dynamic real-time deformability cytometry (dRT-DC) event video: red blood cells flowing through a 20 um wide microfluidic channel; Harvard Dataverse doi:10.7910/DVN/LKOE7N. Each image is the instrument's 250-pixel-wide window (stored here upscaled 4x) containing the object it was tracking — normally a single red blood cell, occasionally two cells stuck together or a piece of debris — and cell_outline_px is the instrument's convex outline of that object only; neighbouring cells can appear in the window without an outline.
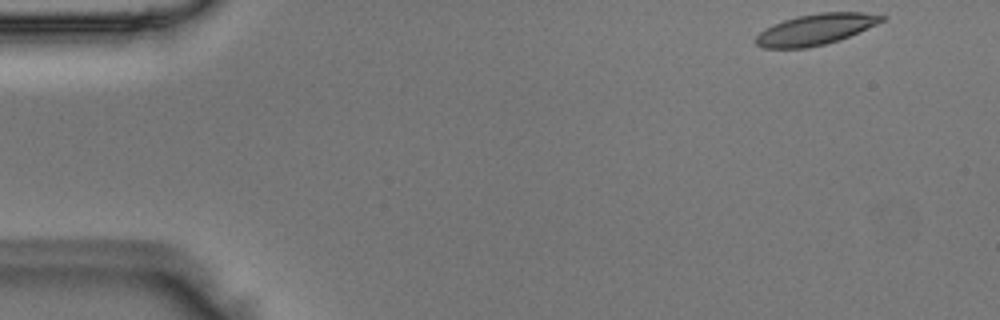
{"species": "Egyptian fruit bat (a non-hibernating species)", "species_latin": "Rousettus aegyptiacus", "temperature_condition": "room temperature", "stored_images_in_passage": 49, "camera_frame_rate_fps": 3000, "um_per_image_px": 0.085, "animal": {"sex": "male"}, "frame": {"image": 1, "passage_image": 1, "time_ms": 0.0, "image_size_px": [1000, 320], "cell_outline_px": [[888, 16], [884, 20], [876, 24], [840, 40], [808, 48], [764, 48], [756, 44], [752, 40], [760, 32], [772, 24], [796, 16], [820, 12], [864, 12]], "centroid_in_image_um": [69.3, 2.49], "position_along_channel_um": 15.7, "area_um2": 22.77}}
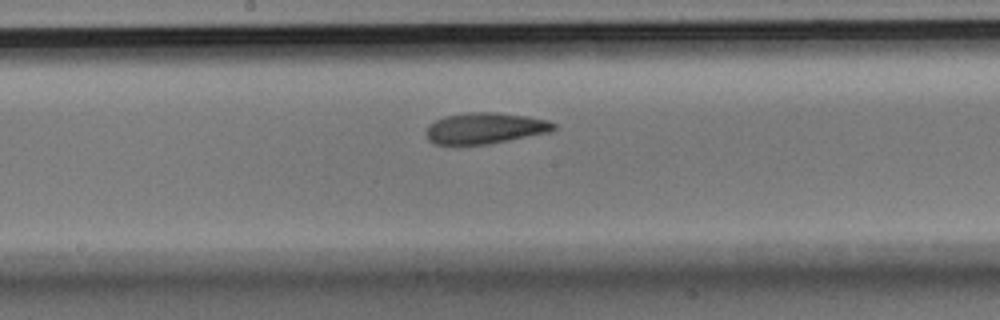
{"frame": {"image": 2, "passage_image": 24, "time_ms": 7.667, "image_size_px": [1000, 320], "cell_outline_px": [[556, 128], [548, 132], [508, 140], [484, 144], [436, 144], [428, 140], [428, 124], [444, 116], [468, 112], [496, 112], [528, 116], [548, 120], [556, 124]], "centroid_in_image_um": [41.24, 10.88], "position_along_channel_um": 207.0, "area_um2": 22.83}}
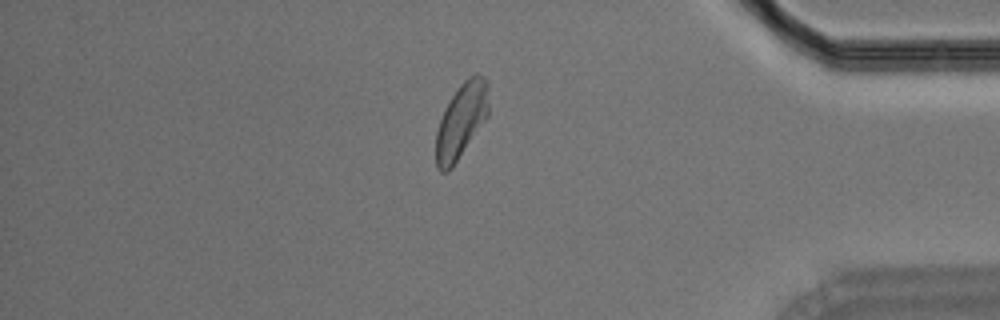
{"frame": {"image": 3, "passage_image": 41, "time_ms": 13.333, "image_size_px": [1000, 320], "cell_outline_px": [[488, 116], [452, 168], [448, 172], [440, 172], [436, 168], [436, 132], [444, 108], [460, 84], [468, 76], [476, 72], [484, 76], [488, 80]], "centroid_in_image_um": [39.21, 10.24], "position_along_channel_um": 396.0, "area_um2": 23.24}}